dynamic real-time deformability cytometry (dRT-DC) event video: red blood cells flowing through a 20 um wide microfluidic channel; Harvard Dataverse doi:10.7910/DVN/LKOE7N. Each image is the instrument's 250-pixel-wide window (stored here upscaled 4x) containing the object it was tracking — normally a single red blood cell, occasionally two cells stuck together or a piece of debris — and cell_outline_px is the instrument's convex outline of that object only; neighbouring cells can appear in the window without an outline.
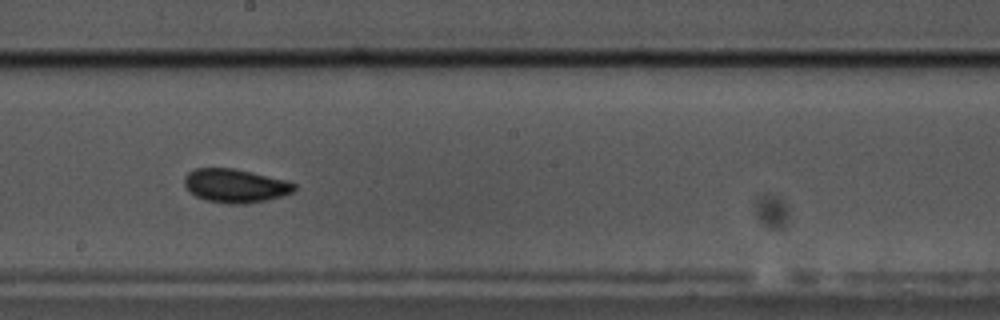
{"species": "common noctule bat (a hibernating species)", "species_latin": "Nyctalus noctula", "temperature_condition": "cold", "stored_images_in_passage": 61, "camera_frame_rate_fps": 3000, "um_per_image_px": 0.085, "animal": {"sex": "male", "body_mass_g": 17.5, "forearm_length_mm": 52.3}, "frame": {"image": 1, "passage_image": 34, "time_ms": 11.0, "image_size_px": [1000, 320], "cell_outline_px": [[296, 188], [292, 192], [280, 196], [264, 200], [244, 204], [228, 204], [204, 200], [196, 196], [184, 184], [184, 176], [188, 172], [196, 168], [232, 168], [252, 172], [284, 180], [296, 184]], "centroid_in_image_um": [19.97, 15.78], "position_along_channel_um": 228.2, "area_um2": 21.33}}
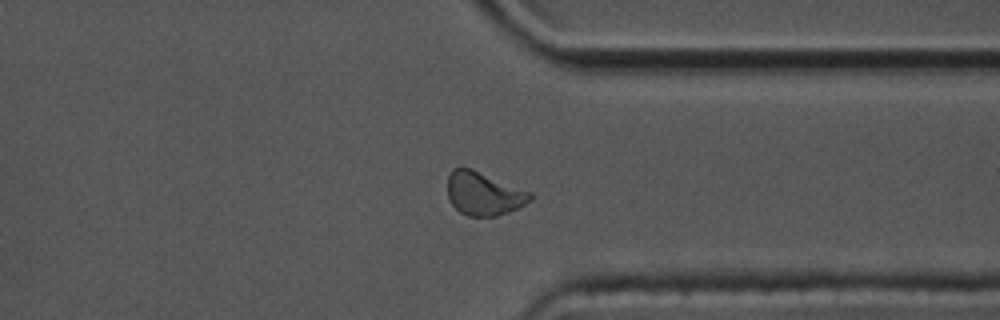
{"frame": {"image": 2, "passage_image": 47, "time_ms": 15.333, "image_size_px": [1000, 320], "cell_outline_px": [[532, 200], [508, 212], [496, 216], [468, 216], [460, 212], [448, 200], [448, 176], [452, 168], [472, 168], [532, 192]], "centroid_in_image_um": [41.11, 16.45], "position_along_channel_um": 370.3, "area_um2": 20.92}}
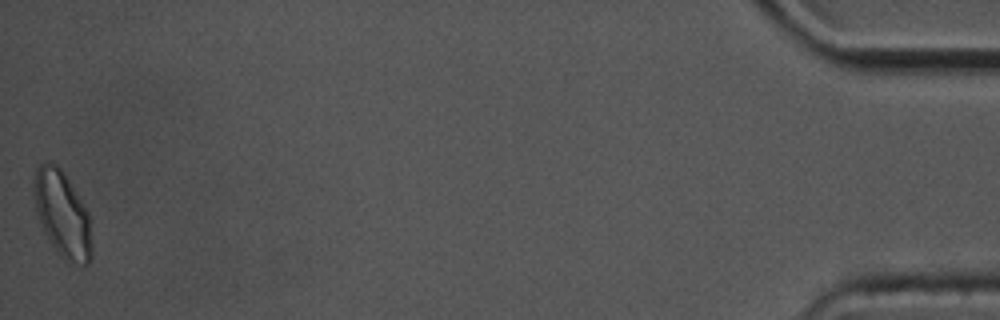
{"frame": {"image": 3, "passage_image": 61, "time_ms": 20.0, "image_size_px": [1000, 320], "cell_outline_px": [[92, 256], [88, 264], [72, 264], [64, 260], [60, 256], [44, 232], [36, 208], [32, 192], [32, 184], [36, 168], [44, 160], [48, 160], [56, 164], [64, 172], [88, 212], [92, 248]], "centroid_in_image_um": [5.28, 18.18], "position_along_channel_um": 429.9, "area_um2": 29.13}, "authors_computed_cell_mechanics": {"area_um2": 21.1548, "velocity_mm_per_s": 3.3055, "shape_relaxation_time_tau1_ms": 3.7631, "shape_relaxation_time_tau2_ms": 2.1734, "deformation_change_tau1": 0.0808, "deformation_change_tau2": 0.0709}}